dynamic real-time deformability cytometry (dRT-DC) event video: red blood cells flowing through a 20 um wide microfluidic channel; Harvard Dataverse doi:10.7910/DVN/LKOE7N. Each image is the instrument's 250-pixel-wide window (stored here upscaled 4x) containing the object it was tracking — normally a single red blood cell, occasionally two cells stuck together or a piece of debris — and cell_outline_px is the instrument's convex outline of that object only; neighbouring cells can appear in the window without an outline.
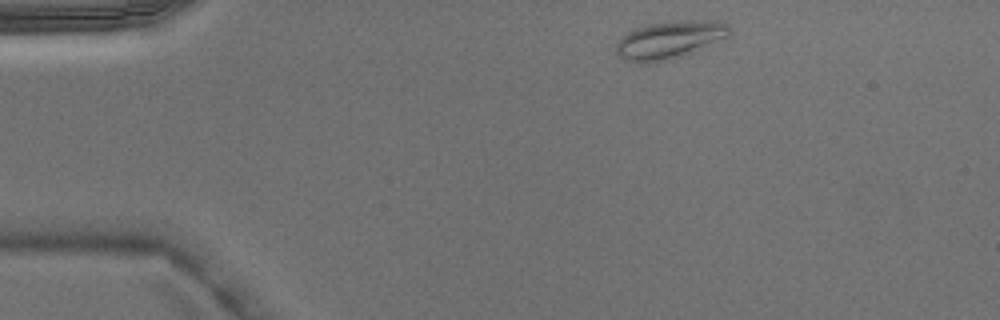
{"species": "Egyptian fruit bat (a non-hibernating species)", "species_latin": "Rousettus aegyptiacus", "temperature_condition": "warm", "stored_images_in_passage": 3, "camera_frame_rate_fps": 3000, "um_per_image_px": 0.085, "animal": {"sex": "male"}, "frame": {"image": 1, "passage_image": 1, "time_ms": 0.0, "image_size_px": [1000, 320], "cell_outline_px": [[732, 36], [672, 60], [628, 60], [620, 56], [616, 52], [616, 44], [628, 32], [636, 28], [648, 24], [664, 20], [720, 20], [728, 24], [732, 28]], "centroid_in_image_um": [57.05, 3.32], "position_along_channel_um": 27.9, "area_um2": 24.85}}